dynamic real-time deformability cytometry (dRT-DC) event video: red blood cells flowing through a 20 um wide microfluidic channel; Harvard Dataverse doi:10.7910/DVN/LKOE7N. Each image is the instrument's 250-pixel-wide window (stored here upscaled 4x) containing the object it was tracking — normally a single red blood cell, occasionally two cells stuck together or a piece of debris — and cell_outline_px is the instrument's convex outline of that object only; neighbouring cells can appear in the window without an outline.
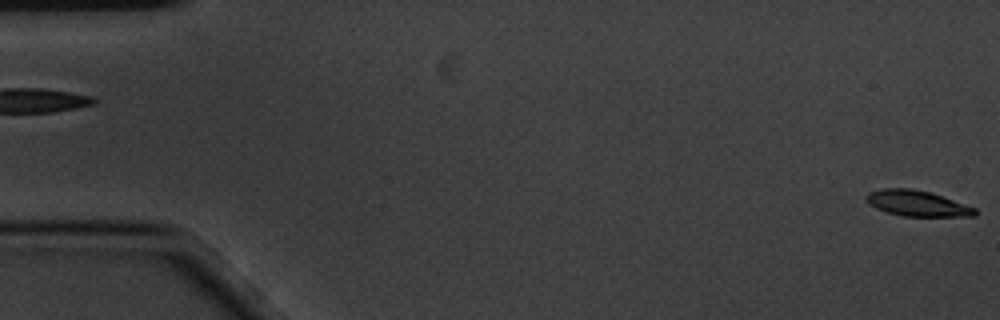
{"species": "common noctule bat (a hibernating species)", "species_latin": "Nyctalus noctula", "temperature_condition": "cold", "stored_images_in_passage": 2, "segment_of_instrument_passage": [2, 2], "camera_frame_rate_fps": 3000, "um_per_image_px": 0.085, "animal": {"sex": "male", "body_mass_g": 20.1, "forearm_length_mm": 53.5}, "frame": {"image": 1, "passage_image": 2, "time_ms": 0.333, "image_size_px": [1000, 320], "cell_outline_px": [[976, 216], [900, 216], [876, 208], [868, 204], [864, 200], [864, 196], [868, 192], [884, 188], [912, 188], [932, 192], [976, 208]], "centroid_in_image_um": [77.92, 17.27], "position_along_channel_um": 7.1, "area_um2": 16.47}}